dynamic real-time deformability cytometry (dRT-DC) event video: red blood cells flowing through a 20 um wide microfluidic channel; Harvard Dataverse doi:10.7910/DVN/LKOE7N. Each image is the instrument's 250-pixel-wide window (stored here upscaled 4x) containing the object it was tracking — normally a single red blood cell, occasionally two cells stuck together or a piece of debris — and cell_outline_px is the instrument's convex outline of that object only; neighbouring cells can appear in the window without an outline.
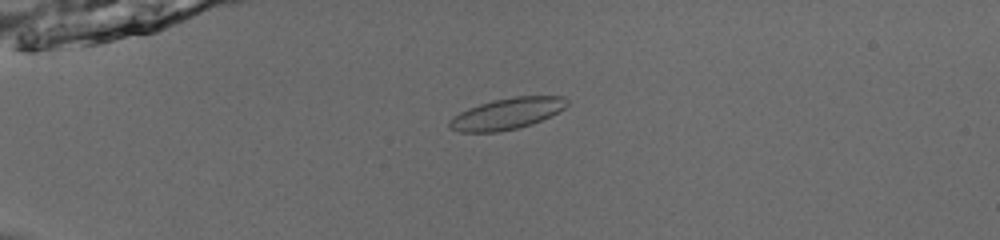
{"species": "common noctule bat (a hibernating species)", "species_latin": "Nyctalus noctula", "temperature_condition": "room temperature", "stored_images_in_passage": 53, "camera_frame_rate_fps": 3000, "um_per_image_px": 0.085, "animal": {"sex": "male", "body_mass_g": 13.0, "forearm_length_mm": 53.1}, "frame": {"image": 1, "passage_image": 14, "time_ms": 4.333, "image_size_px": [1000, 240], "cell_outline_px": [[568, 104], [564, 108], [532, 124], [516, 128], [496, 132], [460, 132], [448, 128], [448, 120], [452, 116], [468, 108], [492, 100], [516, 96], [564, 96], [568, 100]], "centroid_in_image_um": [43.04, 9.66], "position_along_channel_um": 42.0, "area_um2": 21.33}}
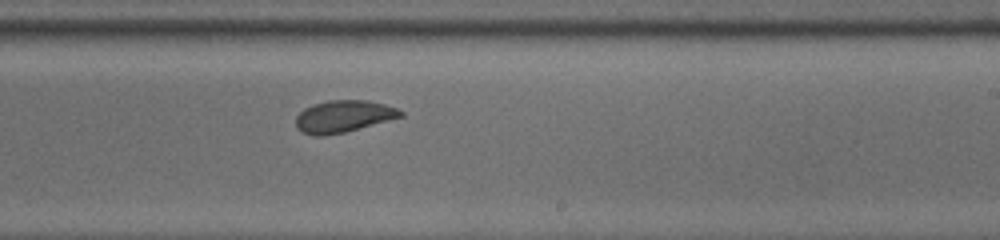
{"frame": {"image": 2, "passage_image": 34, "time_ms": 11.0, "image_size_px": [1000, 240], "cell_outline_px": [[404, 116], [344, 132], [324, 136], [316, 136], [300, 132], [296, 128], [296, 116], [304, 108], [328, 100], [368, 100], [384, 104], [396, 108], [404, 112]], "centroid_in_image_um": [29.17, 9.89], "position_along_channel_um": 259.8, "area_um2": 19.48}}
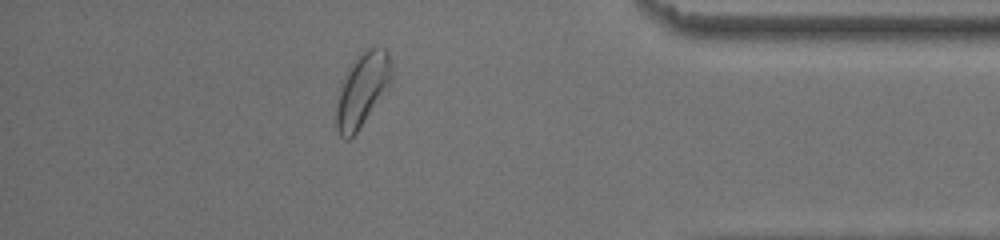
{"frame": {"image": 3, "passage_image": 47, "time_ms": 15.333, "image_size_px": [1000, 240], "cell_outline_px": [[392, 80], [356, 132], [348, 140], [340, 136], [336, 128], [336, 104], [340, 84], [348, 68], [356, 56], [364, 48], [384, 48], [388, 52], [392, 68]], "centroid_in_image_um": [30.76, 7.58], "position_along_channel_um": 404.4, "area_um2": 23.41}, "authors_computed_cell_mechanics": {"area_um2": 21.2704, "velocity_mm_per_s": 3.873, "shape_relaxation_time_tau1_ms": 3.3627, "shape_relaxation_time_tau2_ms": 3.6826, "deformation_change_tau1": 0.0904, "deformation_change_tau2": 0.0578}}